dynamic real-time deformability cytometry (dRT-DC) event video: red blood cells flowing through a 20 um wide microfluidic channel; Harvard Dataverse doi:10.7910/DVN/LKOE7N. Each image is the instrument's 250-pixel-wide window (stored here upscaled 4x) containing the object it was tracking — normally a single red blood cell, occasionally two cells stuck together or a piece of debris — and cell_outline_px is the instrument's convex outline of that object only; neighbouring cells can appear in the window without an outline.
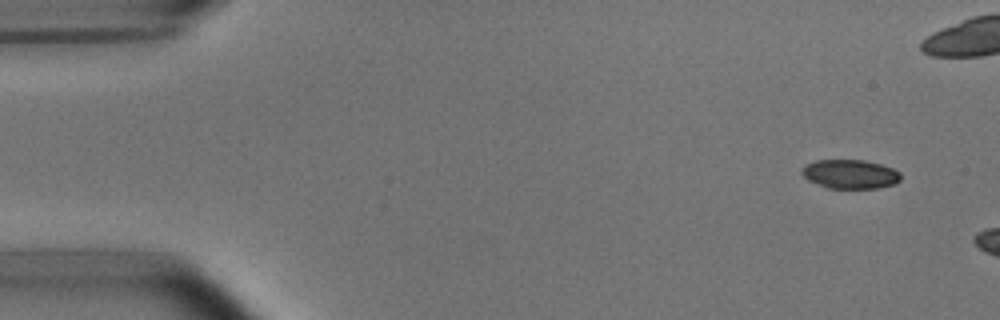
{"species": "common noctule bat (a hibernating species)", "species_latin": "Nyctalus noctula", "temperature_condition": "room temperature", "stored_images_in_passage": 3, "camera_frame_rate_fps": 3000, "um_per_image_px": 0.085, "animal": {"sex": "male", "body_mass_g": 15.6}, "frame": {"image": 1, "passage_image": 1, "time_ms": 0.0, "image_size_px": [1000, 320], "cell_outline_px": [[900, 180], [892, 184], [880, 188], [828, 188], [808, 180], [800, 172], [800, 168], [804, 164], [816, 160], [864, 160], [880, 164], [892, 168], [900, 172]], "centroid_in_image_um": [72.22, 14.79], "position_along_channel_um": 12.8, "area_um2": 16.76}}